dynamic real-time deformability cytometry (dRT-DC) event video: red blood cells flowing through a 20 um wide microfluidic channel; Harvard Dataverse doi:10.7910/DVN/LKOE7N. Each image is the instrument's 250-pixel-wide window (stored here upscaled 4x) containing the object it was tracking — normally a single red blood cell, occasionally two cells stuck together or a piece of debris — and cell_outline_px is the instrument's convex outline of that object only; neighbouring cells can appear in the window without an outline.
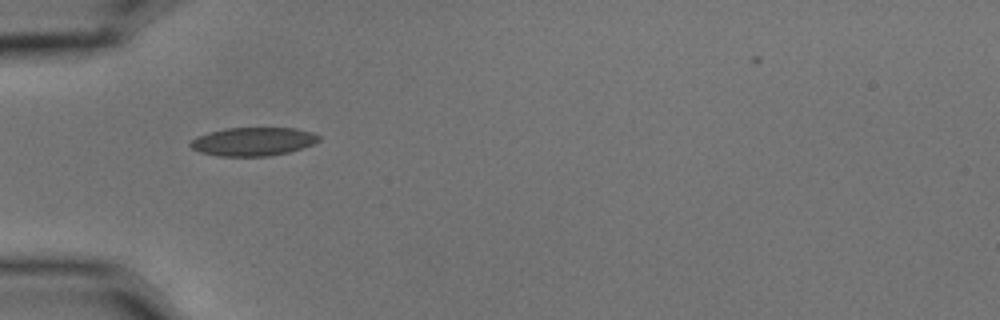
{"species": "common noctule bat (a hibernating species)", "species_latin": "Nyctalus noctula", "temperature_condition": "cold", "stored_images_in_passage": 2, "camera_frame_rate_fps": 3000, "um_per_image_px": 0.085, "animal": {"sex": "male", "body_mass_g": 15.6}, "frame": {"image": 1, "passage_image": 1, "time_ms": 0.0, "image_size_px": [1000, 320], "cell_outline_px": [[320, 140], [312, 144], [288, 152], [268, 156], [220, 156], [200, 152], [192, 148], [188, 144], [196, 136], [208, 132], [224, 128], [296, 128], [312, 132], [320, 136]], "centroid_in_image_um": [21.49, 12.02], "position_along_channel_um": 63.5, "area_um2": 21.27}}
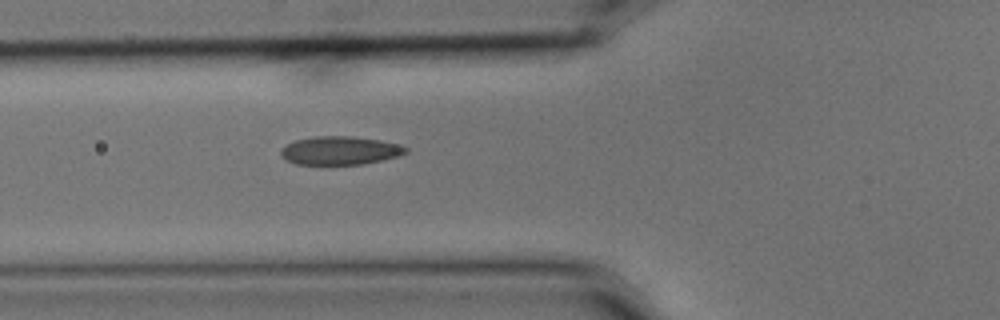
{"frame": {"image": 2, "passage_image": 2, "time_ms": 0.333, "image_size_px": [1000, 320], "cell_outline_px": [[408, 152], [400, 156], [364, 164], [296, 164], [280, 156], [280, 152], [288, 144], [296, 140], [316, 136], [352, 136], [380, 140], [396, 144], [408, 148]], "centroid_in_image_um": [28.93, 12.8], "position_along_channel_um": 96.9, "area_um2": 20.52}}